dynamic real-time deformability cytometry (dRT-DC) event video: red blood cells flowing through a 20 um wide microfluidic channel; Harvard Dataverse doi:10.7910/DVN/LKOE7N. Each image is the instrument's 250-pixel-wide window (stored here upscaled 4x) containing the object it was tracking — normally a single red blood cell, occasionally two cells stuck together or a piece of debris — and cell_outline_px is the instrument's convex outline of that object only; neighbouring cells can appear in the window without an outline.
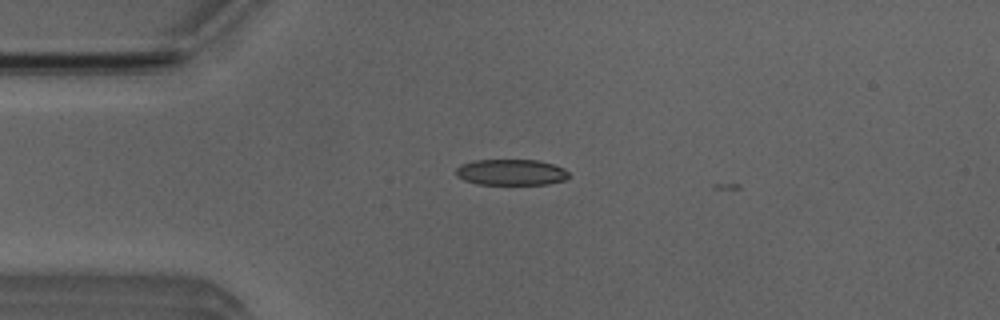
{"species": "Egyptian fruit bat (a non-hibernating species)", "species_latin": "Rousettus aegyptiacus", "temperature_condition": "room temperature", "stored_images_in_passage": 2, "camera_frame_rate_fps": 3000, "um_per_image_px": 0.085, "animal": {"sex": "male"}, "frame": {"image": 1, "passage_image": 1, "time_ms": 0.0, "image_size_px": [1000, 320], "cell_outline_px": [[568, 176], [564, 180], [548, 184], [476, 184], [464, 180], [456, 176], [456, 168], [460, 164], [476, 160], [540, 160], [564, 168], [568, 172]], "centroid_in_image_um": [43.42, 14.64], "position_along_channel_um": 41.6, "area_um2": 17.11}}